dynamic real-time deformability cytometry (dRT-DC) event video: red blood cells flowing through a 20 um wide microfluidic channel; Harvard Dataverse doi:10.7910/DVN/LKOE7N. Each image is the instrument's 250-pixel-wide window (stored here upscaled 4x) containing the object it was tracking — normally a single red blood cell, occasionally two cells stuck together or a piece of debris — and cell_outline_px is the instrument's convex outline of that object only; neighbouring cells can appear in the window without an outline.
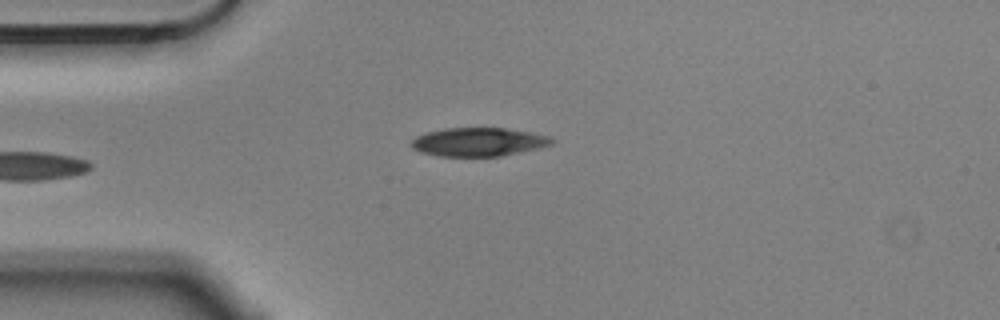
{"species": "Egyptian fruit bat (a non-hibernating species)", "species_latin": "Rousettus aegyptiacus", "temperature_condition": "cold", "stored_images_in_passage": 3, "camera_frame_rate_fps": 3000, "um_per_image_px": 0.085, "animal": {"sex": "male"}, "frame": {"image": 1, "passage_image": 3, "time_ms": 0.667, "image_size_px": [1000, 320], "cell_outline_px": [[556, 140], [552, 144], [540, 148], [500, 156], [440, 156], [420, 152], [412, 148], [412, 140], [416, 136], [428, 132], [448, 128], [504, 128], [552, 136]], "centroid_in_image_um": [40.71, 12.07], "position_along_channel_um": 44.3, "area_um2": 23.29}}